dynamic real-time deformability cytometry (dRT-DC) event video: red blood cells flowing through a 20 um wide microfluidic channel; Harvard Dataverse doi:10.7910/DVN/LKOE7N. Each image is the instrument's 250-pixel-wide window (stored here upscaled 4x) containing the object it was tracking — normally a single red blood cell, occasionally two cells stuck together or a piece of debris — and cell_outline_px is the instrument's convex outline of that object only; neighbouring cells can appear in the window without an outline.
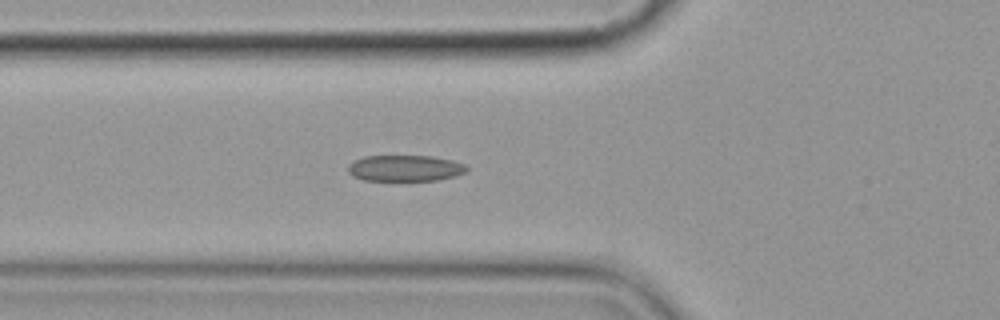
{"species": "common noctule bat (a hibernating species)", "species_latin": "Nyctalus noctula", "temperature_condition": "cold", "stored_images_in_passage": 5, "camera_frame_rate_fps": 3000, "um_per_image_px": 0.085, "animal": {"sex": "female", "body_mass_g": 19.9}, "frame": {"image": 1, "passage_image": 5, "time_ms": 4.667, "image_size_px": [1000, 320], "cell_outline_px": [[468, 168], [464, 172], [456, 176], [436, 180], [364, 180], [352, 176], [348, 172], [348, 164], [364, 156], [432, 156], [452, 160], [464, 164]], "centroid_in_image_um": [34.41, 14.29], "position_along_channel_um": 91.4, "area_um2": 17.98}}